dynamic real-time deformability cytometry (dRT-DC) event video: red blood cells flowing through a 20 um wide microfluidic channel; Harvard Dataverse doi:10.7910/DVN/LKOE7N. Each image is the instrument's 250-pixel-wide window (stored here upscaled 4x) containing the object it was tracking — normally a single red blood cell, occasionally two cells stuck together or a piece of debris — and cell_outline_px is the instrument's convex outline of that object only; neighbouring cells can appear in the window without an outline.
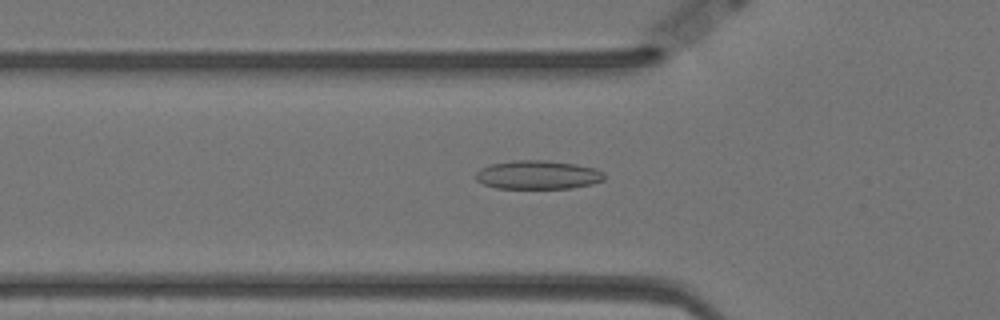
{"species": "Egyptian fruit bat (a non-hibernating species)", "species_latin": "Rousettus aegyptiacus", "temperature_condition": "warm", "stored_images_in_passage": 58, "camera_frame_rate_fps": 3000, "um_per_image_px": 0.085, "animal": {"sex": "female"}, "frame": {"image": 1, "passage_image": 19, "time_ms": 6.0, "image_size_px": [1000, 320], "cell_outline_px": [[604, 180], [592, 184], [572, 188], [496, 188], [484, 184], [476, 180], [476, 172], [480, 168], [492, 164], [512, 160], [544, 160], [576, 164], [596, 168], [604, 172]], "centroid_in_image_um": [45.73, 14.86], "position_along_channel_um": 80.1, "area_um2": 21.56}}
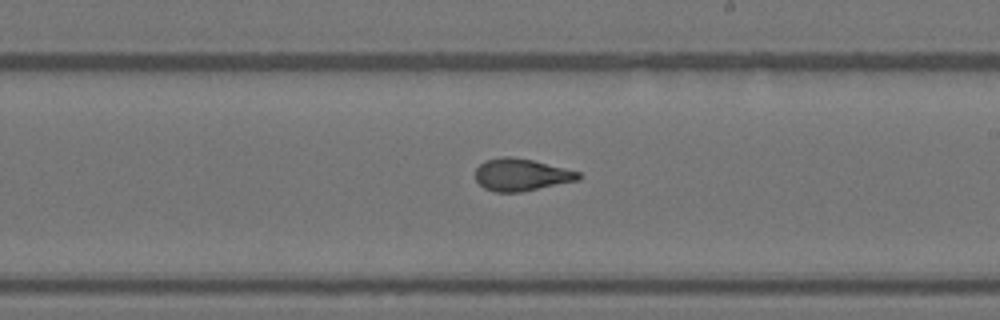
{"frame": {"image": 2, "passage_image": 33, "time_ms": 10.667, "image_size_px": [1000, 320], "cell_outline_px": [[584, 176], [580, 180], [520, 192], [496, 192], [484, 188], [476, 180], [476, 168], [484, 160], [504, 156], [512, 156], [532, 160], [580, 172]], "centroid_in_image_um": [44.32, 14.85], "position_along_channel_um": 244.7, "area_um2": 19.42}}
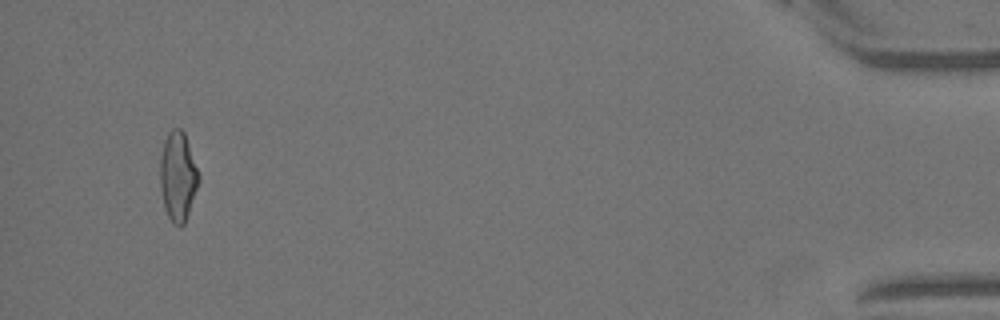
{"frame": {"image": 3, "passage_image": 55, "time_ms": 18.0, "image_size_px": [1000, 320], "cell_outline_px": [[200, 180], [184, 224], [180, 228], [172, 224], [164, 208], [160, 188], [160, 156], [164, 140], [168, 132], [172, 128], [180, 128], [184, 132], [200, 176]], "centroid_in_image_um": [15.11, 15.01], "position_along_channel_um": 420.1, "area_um2": 20.23}, "authors_computed_cell_mechanics": {"area_um2": 19.7676, "velocity_mm_per_s": 3.5034, "shape_relaxation_time_tau1_ms": 10.6995, "shape_relaxation_time_tau2_ms": 1.6021, "deformation_change_tau1": 0.2509, "deformation_change_tau2": 0.0743}}